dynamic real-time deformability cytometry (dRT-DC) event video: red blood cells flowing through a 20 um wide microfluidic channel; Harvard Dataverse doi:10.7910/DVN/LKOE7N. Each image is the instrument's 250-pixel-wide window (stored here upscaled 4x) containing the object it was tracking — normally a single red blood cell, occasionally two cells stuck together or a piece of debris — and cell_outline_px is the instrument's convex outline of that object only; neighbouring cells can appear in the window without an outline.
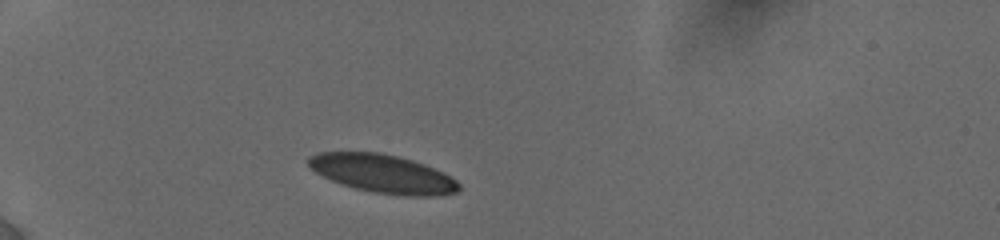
{"species": "human", "species_latin": "Homo sapiens", "temperature_condition": "cold", "stored_images_in_passage": 5, "camera_frame_rate_fps": 3000, "um_per_image_px": 0.085, "donor": {"sex": "female"}, "frame": {"image": 1, "passage_image": 1, "time_ms": 0.0, "image_size_px": [1000, 240], "cell_outline_px": [[460, 188], [456, 192], [432, 196], [404, 196], [372, 192], [340, 184], [316, 172], [308, 164], [308, 156], [320, 152], [380, 152], [412, 160], [424, 164], [456, 180], [460, 184]], "centroid_in_image_um": [32.52, 14.77], "position_along_channel_um": 52.5, "area_um2": 33.29}}